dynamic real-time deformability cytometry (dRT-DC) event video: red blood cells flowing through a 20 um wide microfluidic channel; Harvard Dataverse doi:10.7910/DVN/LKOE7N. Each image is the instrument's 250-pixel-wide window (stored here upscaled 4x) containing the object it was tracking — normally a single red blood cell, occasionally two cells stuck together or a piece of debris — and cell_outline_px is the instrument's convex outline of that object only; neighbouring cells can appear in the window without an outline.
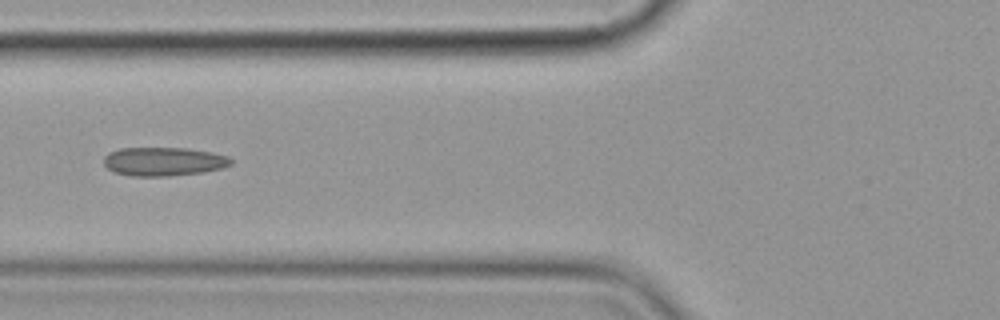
{"species": "common noctule bat (a hibernating species)", "species_latin": "Nyctalus noctula", "temperature_condition": "cold", "stored_images_in_passage": 13, "camera_frame_rate_fps": 3000, "um_per_image_px": 0.085, "animal": {"sex": "female", "body_mass_g": 19.9}, "frame": {"image": 1, "passage_image": 4, "time_ms": 4.667, "image_size_px": [1000, 320], "cell_outline_px": [[232, 164], [220, 168], [204, 172], [168, 176], [132, 176], [112, 172], [104, 164], [104, 156], [108, 152], [120, 148], [188, 148], [212, 152], [228, 156], [232, 160]], "centroid_in_image_um": [13.89, 13.72], "position_along_channel_um": 111.9, "area_um2": 21.39}}
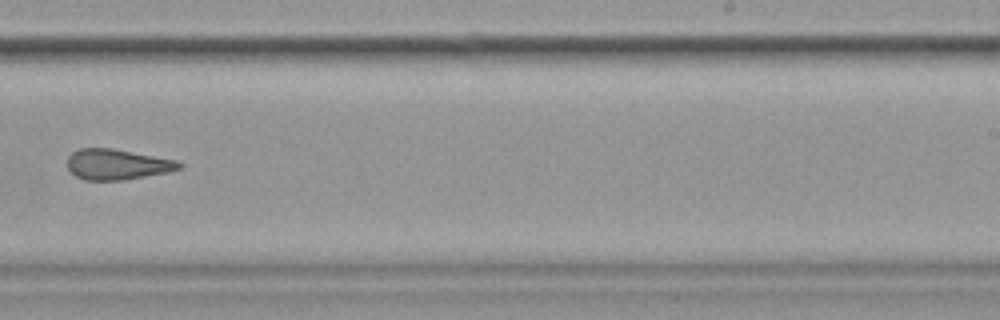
{"frame": {"image": 2, "passage_image": 8, "time_ms": 9.333, "image_size_px": [1000, 320], "cell_outline_px": [[184, 164], [180, 168], [168, 172], [124, 180], [84, 180], [76, 176], [68, 168], [68, 156], [72, 152], [80, 148], [112, 148], [180, 160]], "centroid_in_image_um": [10.0, 13.96], "position_along_channel_um": 279.0, "area_um2": 20.06}}
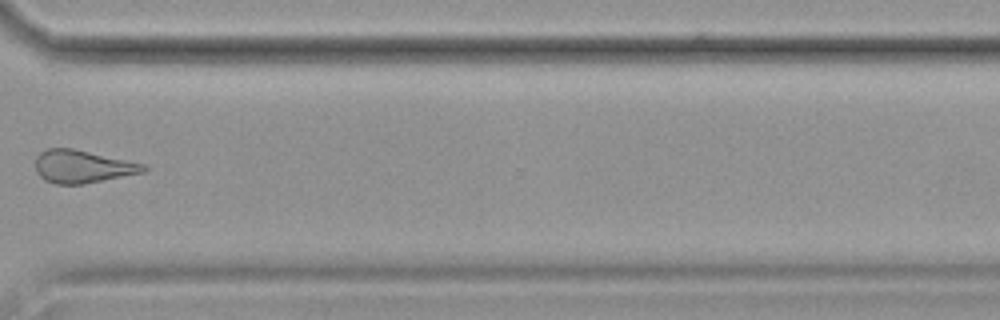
{"frame": {"image": 3, "passage_image": 10, "time_ms": 11.667, "image_size_px": [1000, 320], "cell_outline_px": [[148, 168], [144, 172], [84, 184], [56, 184], [44, 180], [36, 172], [36, 156], [40, 152], [48, 148], [72, 148], [144, 164]], "centroid_in_image_um": [6.98, 14.16], "position_along_channel_um": 363.6, "area_um2": 20.52}, "authors_computed_cell_mechanics": {"area_um2": 20.8658, "velocity_mm_per_s": 3.5936, "shape_relaxation_time_tau1_ms": null, "shape_relaxation_time_tau2_ms": 3.4559, "deformation_change_tau1": null, "deformation_change_tau2": 0.1101}}